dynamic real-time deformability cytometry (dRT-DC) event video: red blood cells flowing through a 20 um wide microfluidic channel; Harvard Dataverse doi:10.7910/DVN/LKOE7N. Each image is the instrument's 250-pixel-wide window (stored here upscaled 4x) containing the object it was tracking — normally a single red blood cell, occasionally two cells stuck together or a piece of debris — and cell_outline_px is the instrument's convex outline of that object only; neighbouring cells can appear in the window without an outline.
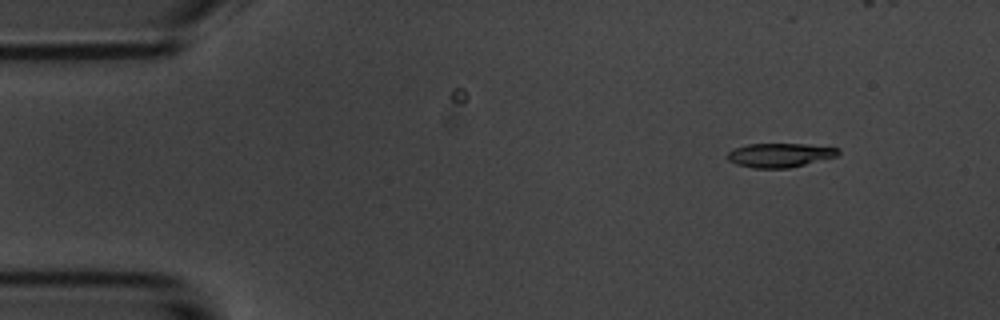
{"species": "common noctule bat (a hibernating species)", "species_latin": "Nyctalus noctula", "temperature_condition": "room temperature", "stored_images_in_passage": 4, "camera_frame_rate_fps": 3000, "um_per_image_px": 0.085, "animal": {"sex": "male", "body_mass_g": 20.1, "forearm_length_mm": 53.5}, "frame": {"image": 1, "passage_image": 1, "time_ms": 0.0, "image_size_px": [1000, 320], "cell_outline_px": [[840, 152], [836, 156], [788, 168], [752, 168], [736, 164], [728, 160], [724, 156], [728, 152], [736, 148], [748, 144], [804, 144], [840, 148]], "centroid_in_image_um": [66.24, 13.18], "position_along_channel_um": 18.8, "area_um2": 15.43}}
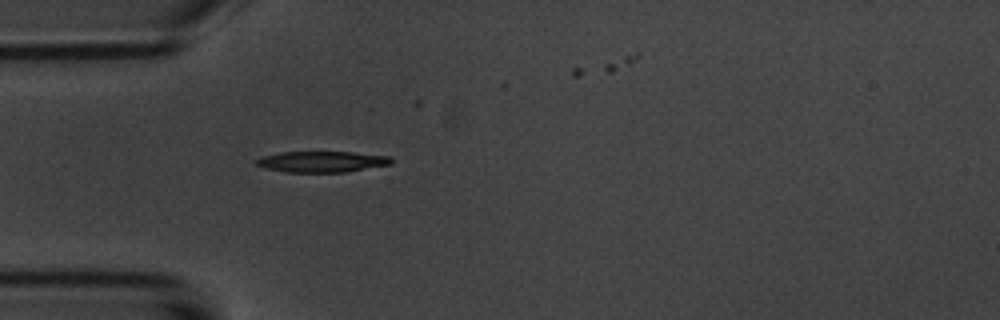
{"frame": {"image": 2, "passage_image": 3, "time_ms": 3.333, "image_size_px": [1000, 320], "cell_outline_px": [[392, 164], [344, 172], [288, 172], [264, 168], [256, 164], [256, 160], [264, 156], [280, 152], [352, 152], [392, 156]], "centroid_in_image_um": [27.39, 13.74], "position_along_channel_um": 57.6, "area_um2": 16.42}}